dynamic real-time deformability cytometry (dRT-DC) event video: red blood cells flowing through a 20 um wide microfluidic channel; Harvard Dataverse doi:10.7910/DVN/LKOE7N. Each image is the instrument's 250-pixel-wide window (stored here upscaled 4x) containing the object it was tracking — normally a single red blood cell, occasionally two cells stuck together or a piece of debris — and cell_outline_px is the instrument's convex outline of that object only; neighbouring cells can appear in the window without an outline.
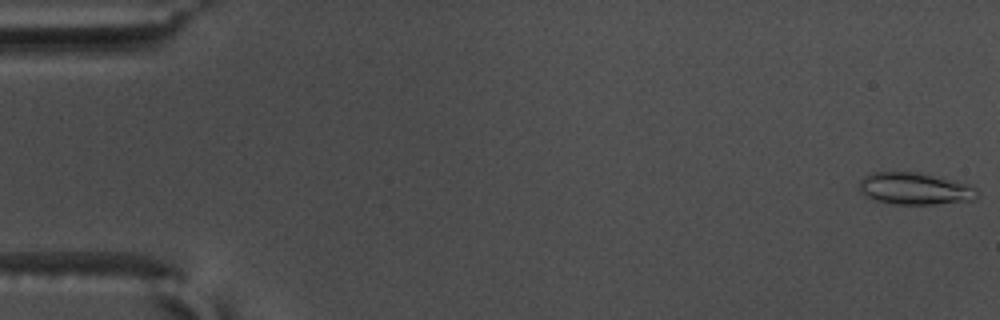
{"species": "common noctule bat (a hibernating species)", "species_latin": "Nyctalus noctula", "temperature_condition": "warm", "stored_images_in_passage": 57, "camera_frame_rate_fps": 3000, "um_per_image_px": 0.085, "animal": {"sex": "male", "body_mass_g": 17.5, "forearm_length_mm": 52.3}, "frame": {"image": 1, "passage_image": 1, "time_ms": 0.0, "image_size_px": [1000, 320], "cell_outline_px": [[980, 196], [976, 200], [936, 204], [892, 204], [876, 200], [864, 196], [860, 192], [860, 180], [864, 176], [872, 172], [920, 172], [972, 184], [980, 192]], "centroid_in_image_um": [77.83, 16.03], "position_along_channel_um": 7.2, "area_um2": 22.48}}
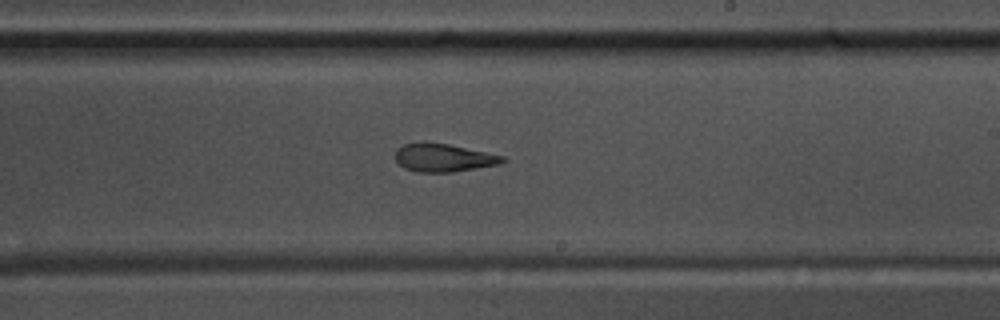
{"frame": {"image": 2, "passage_image": 34, "time_ms": 11.0, "image_size_px": [1000, 320], "cell_outline_px": [[508, 160], [500, 164], [452, 172], [420, 172], [404, 168], [396, 160], [396, 148], [404, 144], [424, 140], [448, 144], [504, 156]], "centroid_in_image_um": [37.68, 13.38], "position_along_channel_um": 251.3, "area_um2": 17.69}}
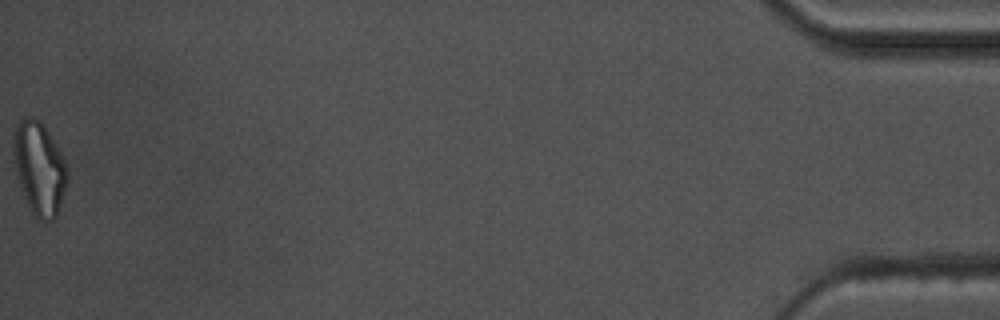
{"frame": {"image": 3, "passage_image": 57, "time_ms": 18.667, "image_size_px": [1000, 320], "cell_outline_px": [[68, 180], [56, 216], [52, 220], [40, 220], [32, 212], [28, 204], [16, 176], [12, 160], [12, 136], [16, 124], [24, 116], [32, 116], [40, 120], [56, 144], [64, 160], [68, 172]], "centroid_in_image_um": [3.3, 14.24], "position_along_channel_um": 431.9, "area_um2": 29.3}, "authors_computed_cell_mechanics": {"area_um2": 19.363, "velocity_mm_per_s": 3.6576, "shape_relaxation_time_tau1_ms": null, "shape_relaxation_time_tau2_ms": 4.2382, "deformation_change_tau1": null, "deformation_change_tau2": 0.1041}}